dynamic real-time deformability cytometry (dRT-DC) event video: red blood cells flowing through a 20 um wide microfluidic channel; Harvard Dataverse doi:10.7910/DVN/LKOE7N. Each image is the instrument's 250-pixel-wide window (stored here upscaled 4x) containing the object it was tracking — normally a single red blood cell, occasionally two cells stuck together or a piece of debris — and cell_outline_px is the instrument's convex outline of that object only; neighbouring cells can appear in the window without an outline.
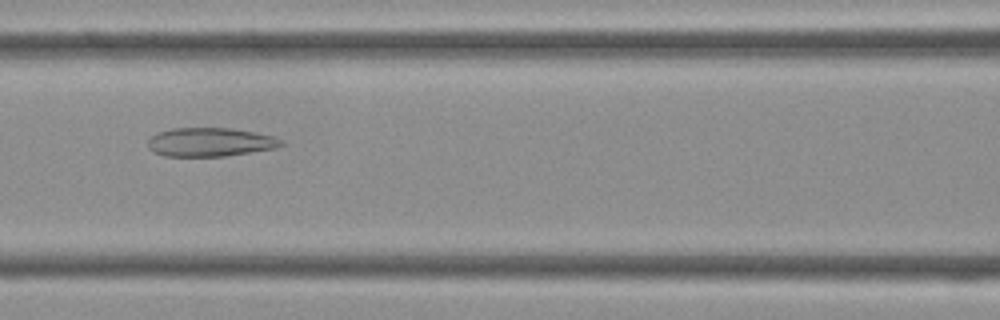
{"species": "Egyptian fruit bat (a non-hibernating species)", "species_latin": "Rousettus aegyptiacus", "temperature_condition": "cold", "stored_images_in_passage": 43, "camera_frame_rate_fps": 3000, "um_per_image_px": 0.085, "frame": {"image": 1, "passage_image": 18, "time_ms": 5.667, "image_size_px": [1000, 320], "cell_outline_px": [[284, 144], [276, 148], [224, 156], [164, 156], [152, 152], [148, 148], [148, 140], [152, 136], [160, 132], [172, 128], [232, 128], [272, 136], [284, 140]], "centroid_in_image_um": [17.85, 12.08], "position_along_channel_um": 148.8, "area_um2": 22.25}}
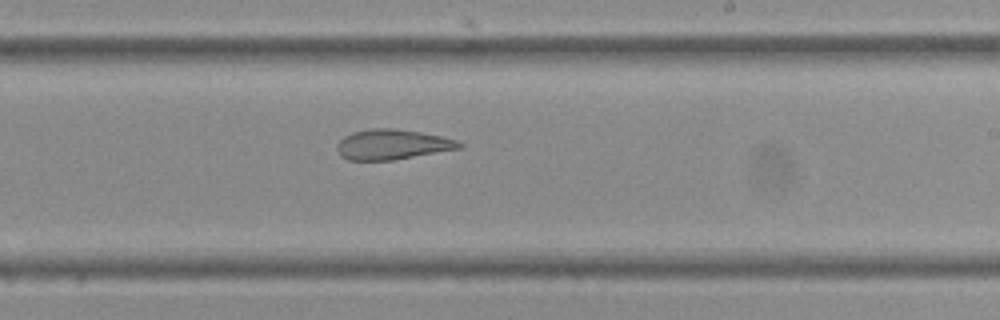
{"frame": {"image": 2, "passage_image": 25, "time_ms": 8.0, "image_size_px": [1000, 320], "cell_outline_px": [[464, 144], [460, 148], [392, 160], [348, 160], [340, 156], [336, 148], [336, 144], [344, 136], [352, 132], [372, 128], [392, 128], [420, 132], [460, 140]], "centroid_in_image_um": [33.32, 12.27], "position_along_channel_um": 255.7, "area_um2": 21.44}}
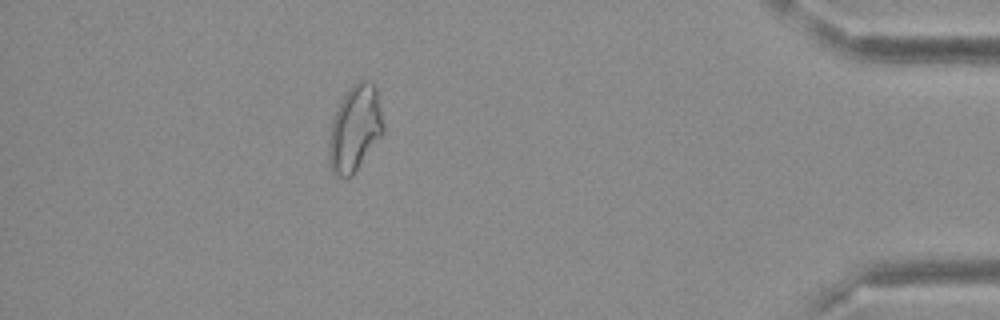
{"frame": {"image": 3, "passage_image": 38, "time_ms": 12.333, "image_size_px": [1000, 320], "cell_outline_px": [[384, 132], [352, 176], [336, 176], [332, 172], [328, 164], [328, 140], [332, 120], [340, 100], [348, 88], [356, 80], [372, 80], [376, 88], [384, 124]], "centroid_in_image_um": [30.15, 10.89], "position_along_channel_um": 405.1, "area_um2": 27.63}}